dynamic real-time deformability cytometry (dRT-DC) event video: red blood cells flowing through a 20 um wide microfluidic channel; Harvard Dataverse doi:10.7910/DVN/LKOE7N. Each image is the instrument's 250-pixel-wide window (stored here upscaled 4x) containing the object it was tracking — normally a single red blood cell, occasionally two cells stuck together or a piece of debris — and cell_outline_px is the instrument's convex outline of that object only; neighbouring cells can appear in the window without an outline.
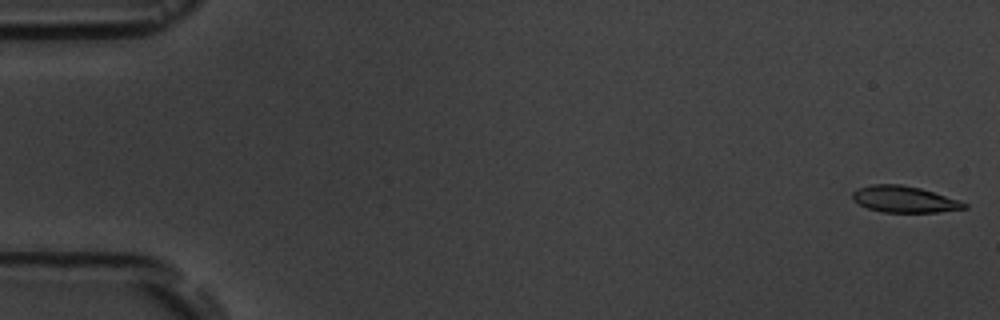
{"species": "common noctule bat (a hibernating species)", "species_latin": "Nyctalus noctula", "temperature_condition": "room temperature", "stored_images_in_passage": 8, "camera_frame_rate_fps": 3000, "um_per_image_px": 0.085, "animal": {"sex": "male", "body_mass_g": 19.5, "forearm_length_mm": 54.6}, "frame": {"image": 1, "passage_image": 1, "time_ms": 0.0, "image_size_px": [1000, 320], "cell_outline_px": [[968, 208], [936, 212], [884, 212], [868, 208], [852, 200], [852, 192], [856, 188], [872, 184], [900, 184], [920, 188], [960, 200], [968, 204]], "centroid_in_image_um": [76.85, 16.93], "position_along_channel_um": 8.1, "area_um2": 17.22}}
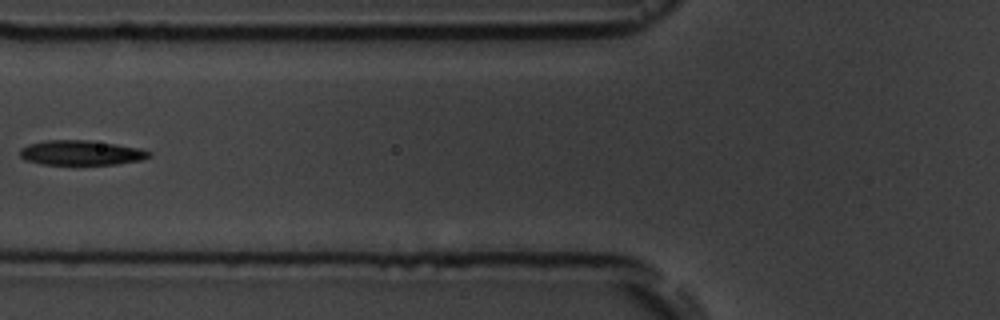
{"frame": {"image": 2, "passage_image": 7, "time_ms": 7.0, "image_size_px": [1000, 320], "cell_outline_px": [[152, 156], [140, 160], [116, 164], [40, 164], [24, 160], [20, 156], [20, 148], [28, 144], [48, 140], [88, 140], [116, 144], [140, 148], [152, 152]], "centroid_in_image_um": [6.89, 12.98], "position_along_channel_um": 118.9, "area_um2": 18.67}}
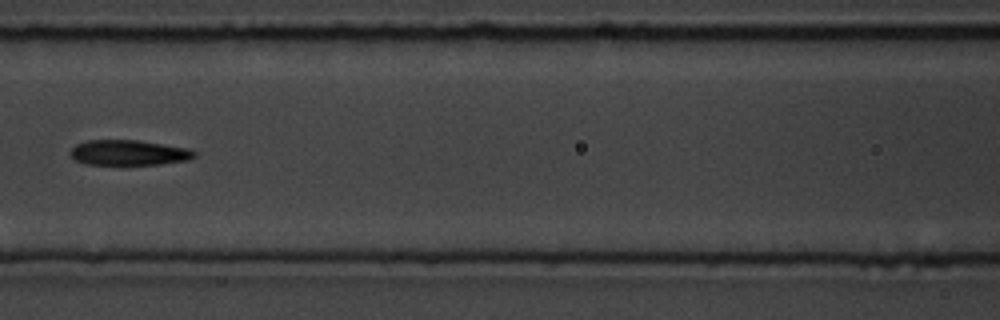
{"frame": {"image": 3, "passage_image": 8, "time_ms": 8.0, "image_size_px": [1000, 320], "cell_outline_px": [[196, 156], [188, 160], [160, 164], [84, 164], [76, 160], [68, 152], [76, 144], [88, 140], [140, 140], [192, 148], [196, 152]], "centroid_in_image_um": [10.99, 12.96], "position_along_channel_um": 155.6, "area_um2": 18.44}}